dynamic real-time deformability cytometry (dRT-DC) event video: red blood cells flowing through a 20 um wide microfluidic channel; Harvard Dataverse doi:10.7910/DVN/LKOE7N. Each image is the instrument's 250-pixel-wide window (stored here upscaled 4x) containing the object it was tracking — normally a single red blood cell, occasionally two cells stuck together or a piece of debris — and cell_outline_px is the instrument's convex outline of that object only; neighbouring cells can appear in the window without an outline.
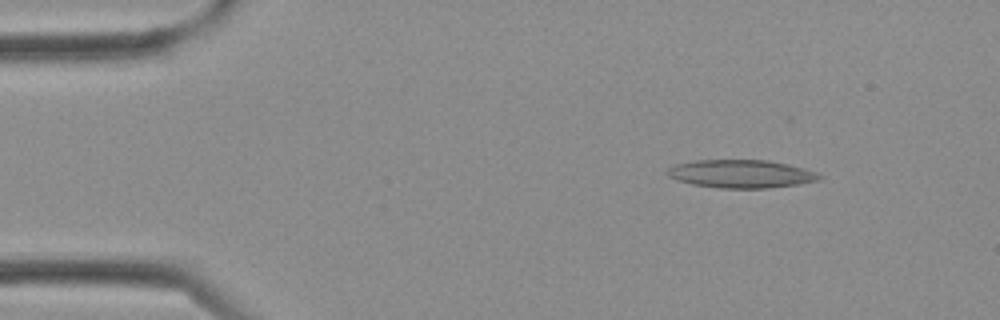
{"species": "Egyptian fruit bat (a non-hibernating species)", "species_latin": "Rousettus aegyptiacus", "temperature_condition": "cold", "stored_images_in_passage": 3, "camera_frame_rate_fps": 3000, "um_per_image_px": 0.085, "frame": {"image": 1, "passage_image": 2, "time_ms": 0.333, "image_size_px": [1000, 320], "cell_outline_px": [[824, 176], [820, 180], [796, 184], [768, 188], [720, 188], [692, 184], [676, 180], [668, 176], [664, 172], [668, 168], [676, 164], [696, 160], [768, 160], [788, 164], [804, 168], [816, 172]], "centroid_in_image_um": [62.98, 14.77], "position_along_channel_um": 22.0, "area_um2": 24.97}}